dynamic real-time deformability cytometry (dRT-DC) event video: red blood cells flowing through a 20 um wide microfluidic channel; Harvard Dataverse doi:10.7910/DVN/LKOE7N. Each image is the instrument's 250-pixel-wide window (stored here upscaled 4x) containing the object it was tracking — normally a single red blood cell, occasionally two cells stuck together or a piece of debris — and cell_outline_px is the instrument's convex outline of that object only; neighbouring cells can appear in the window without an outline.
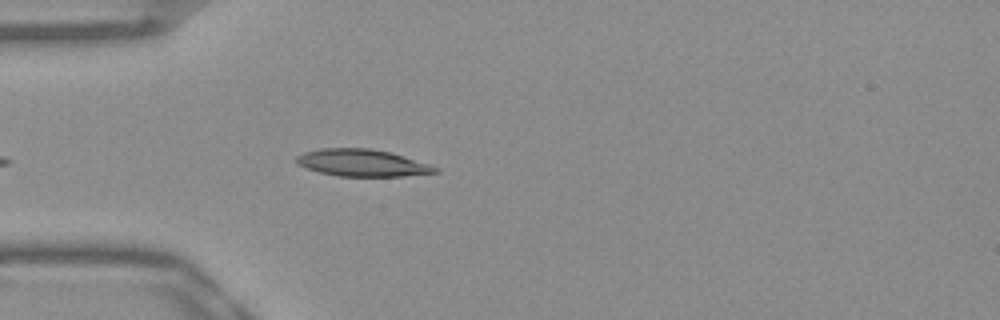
{"species": "Egyptian fruit bat (a non-hibernating species)", "species_latin": "Rousettus aegyptiacus", "temperature_condition": "warm", "stored_images_in_passage": 37, "camera_frame_rate_fps": 3000, "um_per_image_px": 0.085, "frame": {"image": 1, "passage_image": 3, "time_ms": 0.667, "image_size_px": [1000, 320], "cell_outline_px": [[440, 172], [404, 176], [340, 176], [320, 172], [296, 164], [296, 156], [304, 152], [320, 148], [368, 148], [392, 152], [440, 168]], "centroid_in_image_um": [30.8, 13.84], "position_along_channel_um": 54.2, "area_um2": 21.85}}
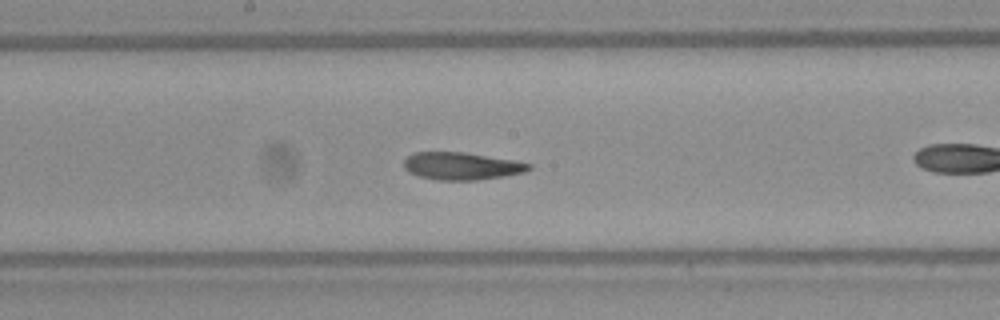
{"frame": {"image": 2, "passage_image": 12, "time_ms": 3.667, "image_size_px": [1000, 320], "cell_outline_px": [[532, 168], [524, 172], [504, 176], [480, 180], [436, 180], [420, 176], [408, 172], [404, 168], [404, 160], [408, 156], [416, 152], [464, 152], [516, 160], [532, 164]], "centroid_in_image_um": [39.26, 14.11], "position_along_channel_um": 208.9, "area_um2": 20.11}}
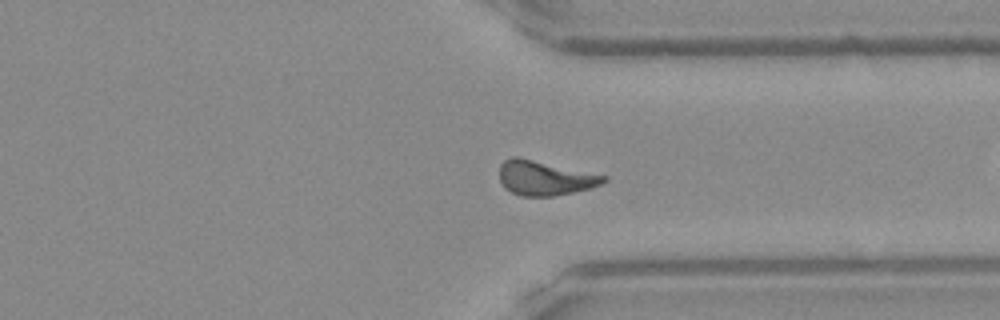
{"frame": {"image": 3, "passage_image": 24, "time_ms": 7.667, "image_size_px": [1000, 320], "cell_outline_px": [[608, 180], [592, 188], [552, 196], [520, 196], [504, 188], [500, 180], [500, 164], [504, 160], [512, 156], [516, 156], [608, 176]], "centroid_in_image_um": [46.3, 15.13], "position_along_channel_um": 365.1, "area_um2": 20.92}, "authors_computed_cell_mechanics": {"area_um2": 20.2878, "velocity_mm_per_s": 3.9027, "shape_relaxation_time_tau1_ms": null, "shape_relaxation_time_tau2_ms": 2.9529, "deformation_change_tau1": null, "deformation_change_tau2": 0.087}}